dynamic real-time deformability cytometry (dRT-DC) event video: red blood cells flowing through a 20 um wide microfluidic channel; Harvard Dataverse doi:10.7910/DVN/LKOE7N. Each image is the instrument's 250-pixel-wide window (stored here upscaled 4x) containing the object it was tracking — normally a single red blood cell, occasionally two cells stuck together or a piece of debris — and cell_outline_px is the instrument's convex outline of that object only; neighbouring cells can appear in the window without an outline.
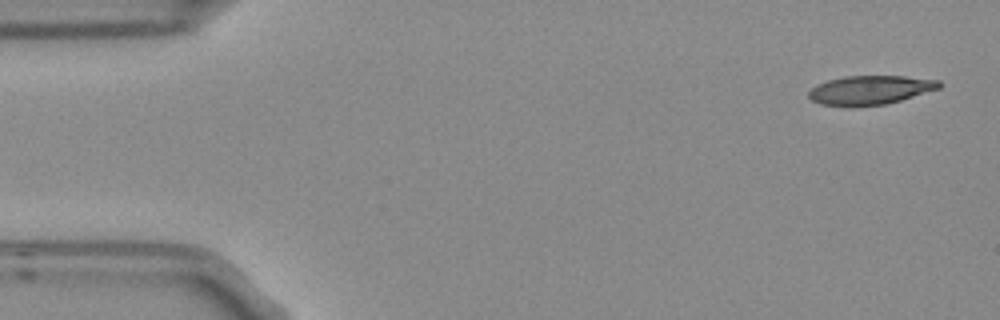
{"species": "Egyptian fruit bat (a non-hibernating species)", "species_latin": "Rousettus aegyptiacus", "temperature_condition": "room temperature", "stored_images_in_passage": 3, "camera_frame_rate_fps": 3000, "um_per_image_px": 0.085, "frame": {"image": 1, "passage_image": 1, "time_ms": 0.0, "image_size_px": [1000, 320], "cell_outline_px": [[944, 84], [940, 88], [900, 100], [884, 104], [820, 104], [812, 100], [808, 96], [808, 92], [816, 84], [828, 80], [844, 76], [904, 76], [940, 80]], "centroid_in_image_um": [74.01, 7.61], "position_along_channel_um": 11.0, "area_um2": 21.44}}